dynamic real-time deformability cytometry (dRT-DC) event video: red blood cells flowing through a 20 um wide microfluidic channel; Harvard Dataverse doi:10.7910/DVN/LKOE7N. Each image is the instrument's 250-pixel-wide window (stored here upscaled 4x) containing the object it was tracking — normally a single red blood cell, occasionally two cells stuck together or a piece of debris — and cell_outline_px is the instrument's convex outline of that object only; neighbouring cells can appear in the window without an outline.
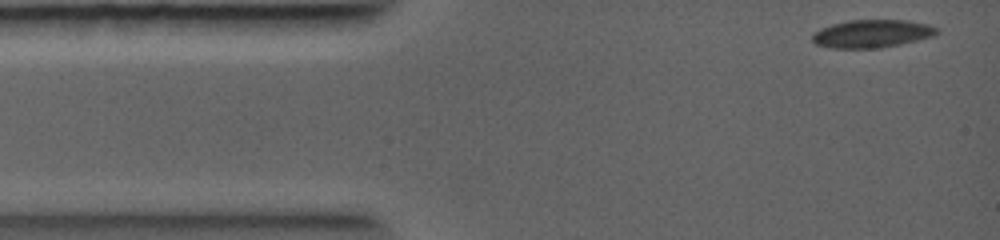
{"species": "common noctule bat (a hibernating species)", "species_latin": "Nyctalus noctula", "temperature_condition": "warm", "stored_images_in_passage": 3, "camera_frame_rate_fps": 5000, "um_per_image_px": 0.085, "animal": {"sex": "female", "body_mass_g": 19.0, "forearm_length_mm": 56.7}, "frame": {"image": 1, "passage_image": 1, "time_ms": 0.0, "image_size_px": [1000, 240], "cell_outline_px": [[940, 32], [932, 36], [900, 44], [880, 48], [832, 48], [816, 44], [812, 40], [812, 36], [820, 28], [832, 24], [848, 20], [908, 20], [928, 24], [940, 28]], "centroid_in_image_um": [74.14, 2.85], "position_along_channel_um": 10.9, "area_um2": 20.29}}
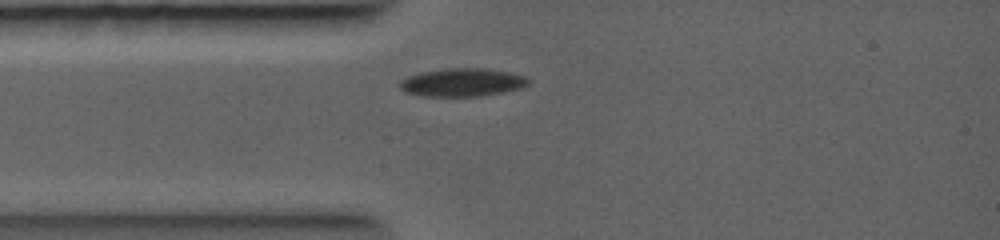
{"frame": {"image": 2, "passage_image": 3, "time_ms": 1.6, "image_size_px": [1000, 240], "cell_outline_px": [[528, 84], [520, 88], [480, 96], [424, 96], [408, 92], [400, 88], [400, 80], [408, 76], [420, 72], [448, 68], [484, 68], [508, 72], [524, 76], [528, 80]], "centroid_in_image_um": [39.26, 6.99], "position_along_channel_um": 45.7, "area_um2": 20.75}}